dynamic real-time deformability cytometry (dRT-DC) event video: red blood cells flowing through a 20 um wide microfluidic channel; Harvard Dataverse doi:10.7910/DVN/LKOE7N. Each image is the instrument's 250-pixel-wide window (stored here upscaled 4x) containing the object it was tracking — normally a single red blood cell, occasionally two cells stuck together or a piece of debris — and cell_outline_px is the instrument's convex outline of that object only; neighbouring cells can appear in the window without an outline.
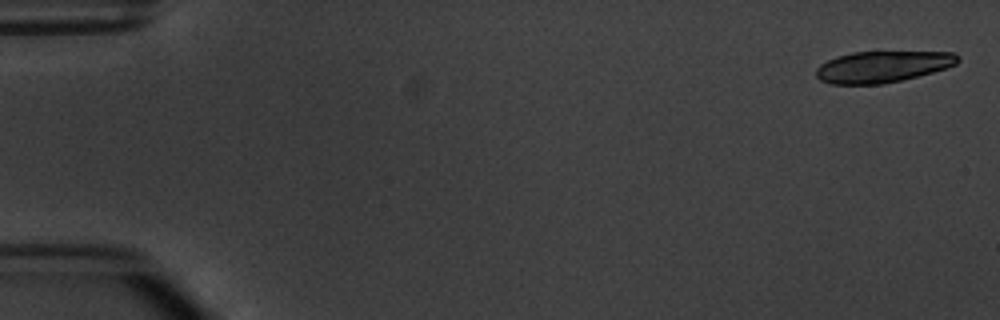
{"species": "common noctule bat (a hibernating species)", "species_latin": "Nyctalus noctula", "temperature_condition": "warm", "stored_images_in_passage": 6, "camera_frame_rate_fps": 3000, "um_per_image_px": 0.085, "animal": {"sex": "male", "body_mass_g": 20.1, "forearm_length_mm": 53.5}, "frame": {"image": 1, "passage_image": 1, "time_ms": 0.0, "image_size_px": [1000, 320], "cell_outline_px": [[960, 60], [956, 64], [932, 72], [884, 84], [828, 84], [820, 80], [816, 76], [816, 68], [820, 64], [836, 56], [852, 52], [956, 52], [960, 56]], "centroid_in_image_um": [74.99, 5.66], "position_along_channel_um": 10.0, "area_um2": 25.89}}
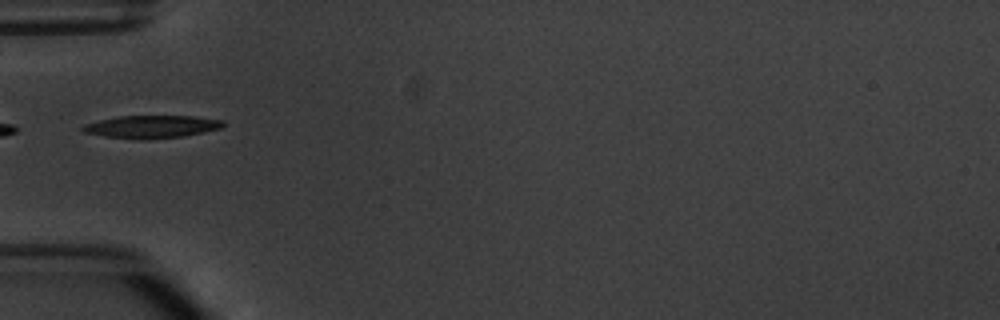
{"frame": {"image": 2, "passage_image": 5, "time_ms": 5.667, "image_size_px": [1000, 320], "cell_outline_px": [[224, 128], [184, 136], [104, 136], [84, 132], [80, 128], [84, 124], [100, 120], [120, 116], [192, 116], [224, 120]], "centroid_in_image_um": [12.97, 10.71], "position_along_channel_um": 72.0, "area_um2": 17.46}}